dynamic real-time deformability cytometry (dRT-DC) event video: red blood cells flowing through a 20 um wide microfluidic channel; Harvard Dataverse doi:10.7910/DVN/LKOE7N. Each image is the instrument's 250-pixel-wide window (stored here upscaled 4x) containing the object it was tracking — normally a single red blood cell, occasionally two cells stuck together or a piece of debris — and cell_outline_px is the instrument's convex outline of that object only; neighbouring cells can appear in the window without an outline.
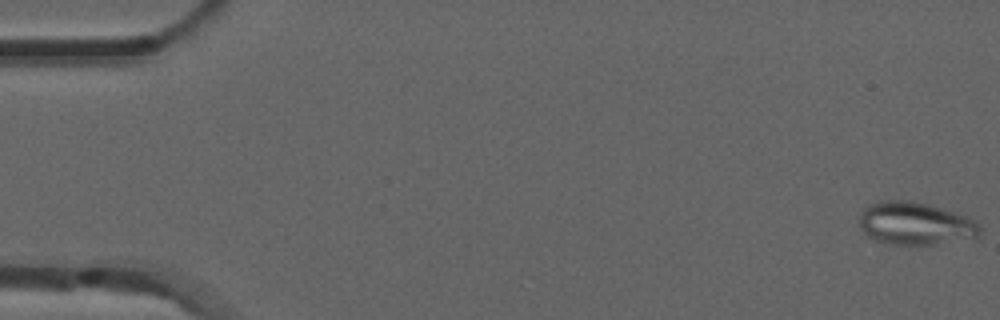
{"species": "common noctule bat (a hibernating species)", "species_latin": "Nyctalus noctula", "temperature_condition": "room temperature", "stored_images_in_passage": 8, "segment_of_instrument_passage": [1, 2], "camera_frame_rate_fps": 3000, "um_per_image_px": 0.085, "animal": {"sex": "male", "forearm_length_mm": 52.5}, "frame": {"image": 1, "passage_image": 1, "time_ms": 0.0, "image_size_px": [1000, 320], "cell_outline_px": [[980, 232], [976, 240], [936, 244], [892, 244], [876, 240], [868, 236], [860, 228], [860, 216], [864, 208], [868, 204], [880, 200], [912, 200], [928, 204], [968, 216], [976, 220], [980, 224]], "centroid_in_image_um": [77.87, 19.0], "position_along_channel_um": 7.1, "area_um2": 30.58}}